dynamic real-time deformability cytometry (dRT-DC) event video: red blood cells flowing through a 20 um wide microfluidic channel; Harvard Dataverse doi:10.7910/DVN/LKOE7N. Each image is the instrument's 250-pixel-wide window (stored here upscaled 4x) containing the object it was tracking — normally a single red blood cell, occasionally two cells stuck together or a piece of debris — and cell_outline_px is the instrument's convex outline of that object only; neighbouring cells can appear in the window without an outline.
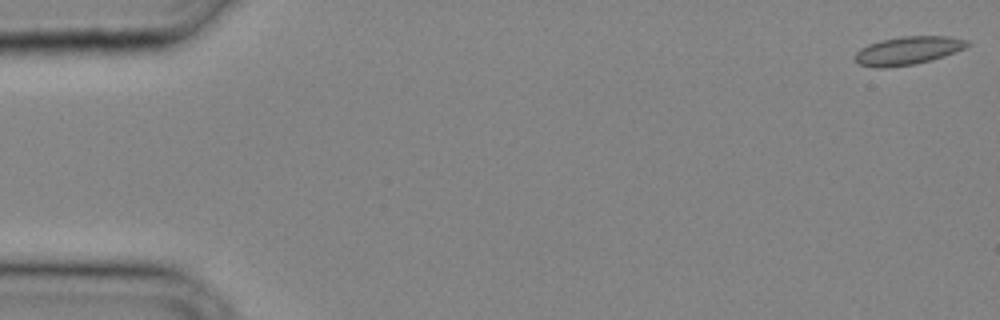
{"species": "common noctule bat (a hibernating species)", "species_latin": "Nyctalus noctula", "temperature_condition": "cold", "stored_images_in_passage": 31, "camera_frame_rate_fps": 3000, "um_per_image_px": 0.085, "animal": {"sex": "male", "body_mass_g": 20.4}, "frame": {"image": 1, "passage_image": 1, "time_ms": 0.0, "image_size_px": [1000, 320], "cell_outline_px": [[972, 44], [964, 48], [944, 56], [932, 60], [916, 64], [884, 68], [876, 68], [860, 64], [852, 56], [860, 48], [868, 44], [880, 40], [904, 36], [948, 36], [968, 40]], "centroid_in_image_um": [77.16, 4.3], "position_along_channel_um": 7.8, "area_um2": 18.61}}
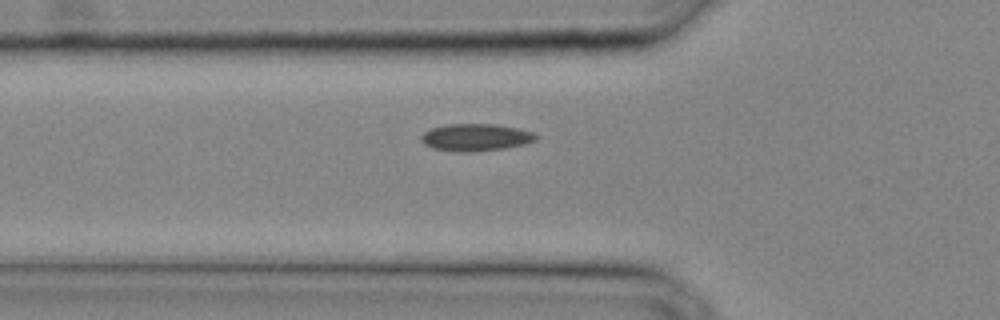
{"frame": {"image": 2, "passage_image": 12, "time_ms": 3.667, "image_size_px": [1000, 320], "cell_outline_px": [[540, 136], [536, 140], [524, 144], [504, 148], [472, 152], [456, 152], [432, 148], [424, 144], [420, 140], [420, 136], [424, 132], [432, 128], [448, 124], [496, 124], [516, 128], [532, 132]], "centroid_in_image_um": [40.42, 11.68], "position_along_channel_um": 85.4, "area_um2": 18.26}}
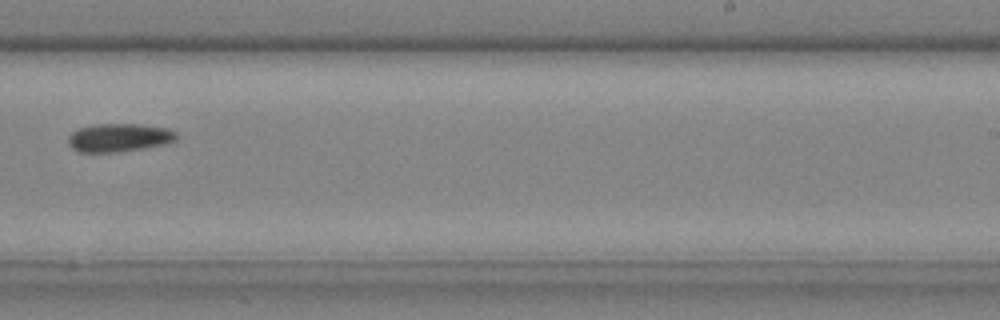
{"frame": {"image": 3, "passage_image": 22, "time_ms": 7.0, "image_size_px": [1000, 320], "cell_outline_px": [[176, 140], [168, 144], [120, 152], [80, 152], [72, 148], [68, 144], [68, 136], [72, 132], [80, 128], [96, 124], [140, 124], [168, 128], [176, 132]], "centroid_in_image_um": [10.14, 11.7], "position_along_channel_um": 278.9, "area_um2": 17.98}}